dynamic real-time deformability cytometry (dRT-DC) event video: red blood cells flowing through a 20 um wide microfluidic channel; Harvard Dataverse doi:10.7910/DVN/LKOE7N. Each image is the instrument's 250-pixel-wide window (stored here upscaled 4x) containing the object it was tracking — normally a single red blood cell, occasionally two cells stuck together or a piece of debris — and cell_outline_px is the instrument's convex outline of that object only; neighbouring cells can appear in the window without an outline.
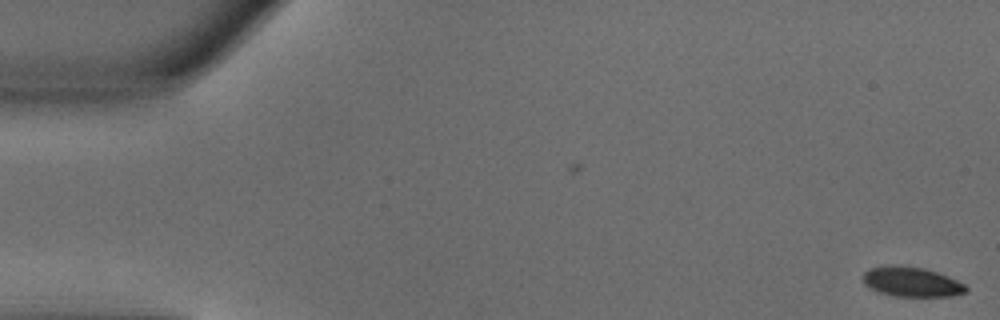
{"species": "common noctule bat (a hibernating species)", "species_latin": "Nyctalus noctula", "temperature_condition": "warm", "stored_images_in_passage": 2, "camera_frame_rate_fps": 3000, "um_per_image_px": 0.085, "animal": {"sex": "male", "body_mass_g": 18.8}, "frame": {"image": 1, "passage_image": 2, "time_ms": 0.333, "image_size_px": [1000, 320], "cell_outline_px": [[968, 288], [964, 292], [948, 296], [896, 296], [876, 292], [868, 288], [864, 284], [864, 272], [868, 268], [888, 264], [924, 268], [948, 276], [964, 284]], "centroid_in_image_um": [77.41, 23.94], "position_along_channel_um": 7.6, "area_um2": 17.86}}